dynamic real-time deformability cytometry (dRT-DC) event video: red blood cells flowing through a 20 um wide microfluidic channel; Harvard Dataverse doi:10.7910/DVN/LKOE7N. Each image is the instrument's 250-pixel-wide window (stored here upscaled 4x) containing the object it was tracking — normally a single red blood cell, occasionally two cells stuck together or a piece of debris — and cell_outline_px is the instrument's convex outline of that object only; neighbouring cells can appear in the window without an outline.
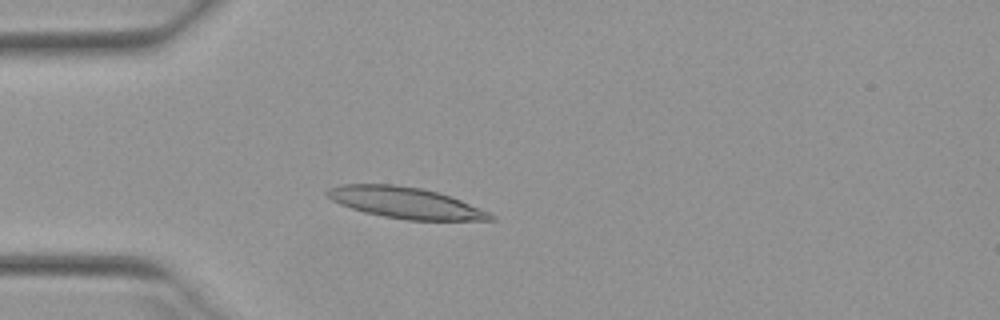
{"species": "Egyptian fruit bat (a non-hibernating species)", "species_latin": "Rousettus aegyptiacus", "temperature_condition": "warm", "stored_images_in_passage": 38, "camera_frame_rate_fps": 3000, "um_per_image_px": 0.085, "animal": {"sex": "female"}, "frame": {"image": 1, "passage_image": 10, "time_ms": 3.0, "image_size_px": [1000, 320], "cell_outline_px": [[496, 220], [408, 220], [384, 216], [364, 212], [340, 204], [332, 200], [324, 192], [328, 188], [344, 184], [392, 184], [420, 188], [436, 192], [460, 200], [488, 212], [496, 216]], "centroid_in_image_um": [34.44, 17.24], "position_along_channel_um": 50.6, "area_um2": 29.25}}
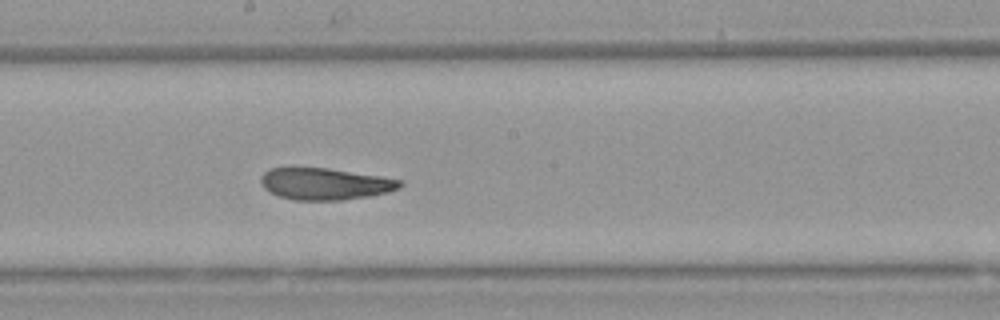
{"frame": {"image": 2, "passage_image": 24, "time_ms": 7.667, "image_size_px": [1000, 320], "cell_outline_px": [[404, 184], [400, 188], [388, 192], [372, 196], [340, 200], [296, 200], [280, 196], [264, 188], [260, 184], [260, 176], [264, 172], [272, 168], [328, 168], [380, 176], [404, 180]], "centroid_in_image_um": [27.67, 15.63], "position_along_channel_um": 220.5, "area_um2": 25.78}}
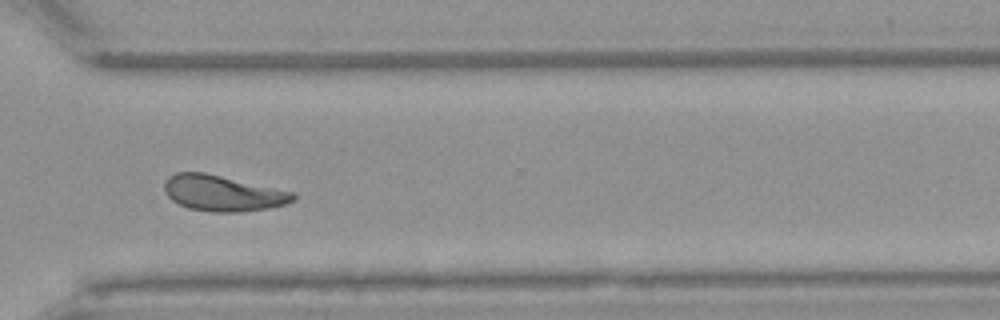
{"frame": {"image": 3, "passage_image": 34, "time_ms": 11.0, "image_size_px": [1000, 320], "cell_outline_px": [[296, 200], [284, 204], [268, 208], [240, 212], [212, 212], [188, 208], [172, 200], [164, 192], [164, 180], [168, 176], [176, 172], [204, 172], [292, 192], [296, 196]], "centroid_in_image_um": [18.88, 16.42], "position_along_channel_um": 351.7, "area_um2": 26.7}, "authors_computed_cell_mechanics": {"area_um2": 26.8192, "velocity_mm_per_s": 3.9271, "shape_relaxation_time_tau1_ms": 7.1491, "shape_relaxation_time_tau2_ms": 2.5987, "deformation_change_tau1": 0.207, "deformation_change_tau2": 0.0931}}